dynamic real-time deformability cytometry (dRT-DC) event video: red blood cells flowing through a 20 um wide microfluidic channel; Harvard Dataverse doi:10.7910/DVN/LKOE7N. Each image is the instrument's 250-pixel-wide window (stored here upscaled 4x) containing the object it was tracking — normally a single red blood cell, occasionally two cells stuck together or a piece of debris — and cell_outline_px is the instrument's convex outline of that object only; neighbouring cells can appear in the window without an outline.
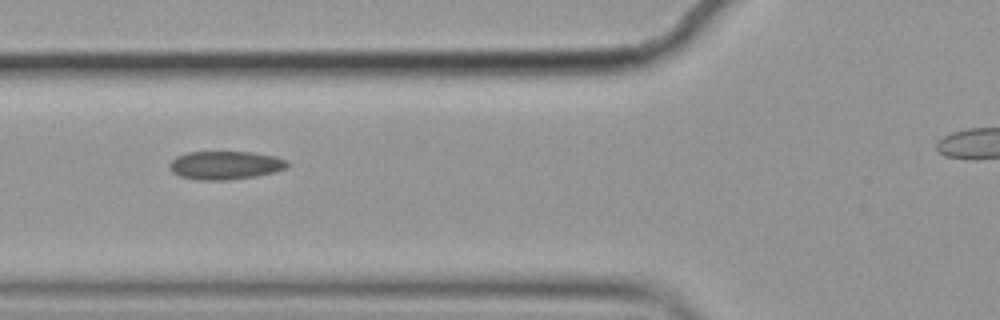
{"species": "common noctule bat (a hibernating species)", "species_latin": "Nyctalus noctula", "temperature_condition": "cold", "stored_images_in_passage": 3, "camera_frame_rate_fps": 3000, "um_per_image_px": 0.085, "animal": {"sex": "female", "body_mass_g": 19.9}, "frame": {"image": 1, "passage_image": 2, "time_ms": 0.333, "image_size_px": [1000, 320], "cell_outline_px": [[288, 168], [276, 172], [256, 176], [228, 180], [196, 180], [180, 176], [172, 172], [168, 164], [176, 156], [188, 152], [252, 152], [276, 156], [288, 160]], "centroid_in_image_um": [19.17, 14.05], "position_along_channel_um": 106.6, "area_um2": 19.71}}
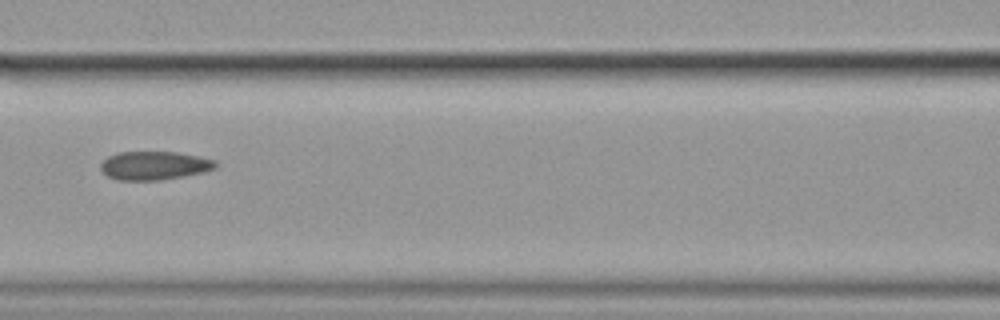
{"frame": {"image": 2, "passage_image": 3, "time_ms": 0.667, "image_size_px": [1000, 320], "cell_outline_px": [[216, 168], [204, 172], [160, 180], [116, 180], [108, 176], [100, 168], [100, 164], [108, 156], [120, 152], [176, 152], [200, 156], [216, 160]], "centroid_in_image_um": [13.13, 14.07], "position_along_channel_um": 153.5, "area_um2": 19.07}}